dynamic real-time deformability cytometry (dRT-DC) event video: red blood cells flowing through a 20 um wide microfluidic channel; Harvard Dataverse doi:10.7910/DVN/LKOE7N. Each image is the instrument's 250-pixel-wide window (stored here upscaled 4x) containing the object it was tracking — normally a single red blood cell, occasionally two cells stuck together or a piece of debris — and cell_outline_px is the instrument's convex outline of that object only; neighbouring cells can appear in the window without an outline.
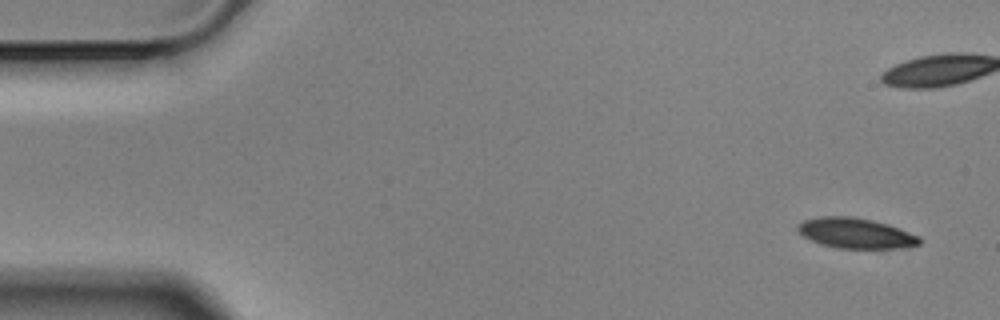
{"species": "Egyptian fruit bat (a non-hibernating species)", "species_latin": "Rousettus aegyptiacus", "temperature_condition": "cold", "stored_images_in_passage": 2, "segment_of_instrument_passage": [2, 2], "camera_frame_rate_fps": 3000, "um_per_image_px": 0.085, "animal": {"sex": "male"}, "frame": {"image": 1, "passage_image": 2, "time_ms": 0.333, "image_size_px": [1000, 320], "cell_outline_px": [[920, 244], [896, 248], [840, 248], [820, 244], [804, 236], [796, 228], [804, 220], [820, 216], [852, 216], [872, 220], [888, 224], [920, 236]], "centroid_in_image_um": [72.74, 19.81], "position_along_channel_um": 12.3, "area_um2": 21.27}}